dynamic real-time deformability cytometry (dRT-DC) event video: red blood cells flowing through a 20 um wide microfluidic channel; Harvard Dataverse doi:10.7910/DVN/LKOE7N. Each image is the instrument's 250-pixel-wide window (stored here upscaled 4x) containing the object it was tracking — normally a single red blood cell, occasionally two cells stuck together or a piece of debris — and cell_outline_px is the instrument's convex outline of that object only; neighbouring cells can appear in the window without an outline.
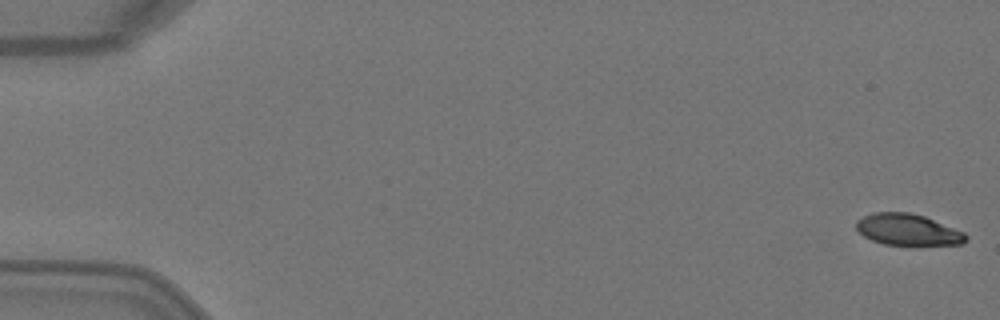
{"species": "Egyptian fruit bat (a non-hibernating species)", "species_latin": "Rousettus aegyptiacus", "temperature_condition": "warm", "stored_images_in_passage": 4, "camera_frame_rate_fps": 3000, "um_per_image_px": 0.085, "animal": {"sex": "female"}, "frame": {"image": 1, "passage_image": 1, "time_ms": 0.0, "image_size_px": [1000, 320], "cell_outline_px": [[968, 240], [964, 244], [884, 244], [872, 240], [864, 236], [856, 228], [856, 220], [872, 212], [912, 212], [924, 216], [964, 232], [968, 236]], "centroid_in_image_um": [77.16, 19.5], "position_along_channel_um": 7.8, "area_um2": 19.88}}
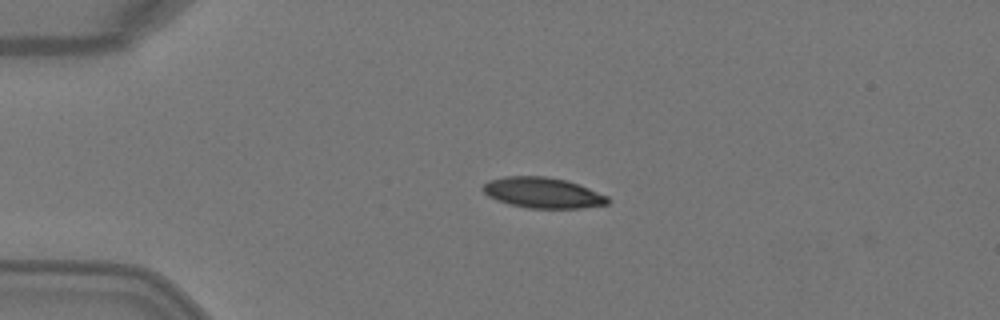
{"frame": {"image": 2, "passage_image": 3, "time_ms": 0.667, "image_size_px": [1000, 320], "cell_outline_px": [[608, 204], [580, 208], [528, 208], [508, 204], [496, 200], [488, 196], [480, 188], [488, 180], [504, 176], [544, 176], [568, 180], [608, 196]], "centroid_in_image_um": [46.09, 16.38], "position_along_channel_um": 38.9, "area_um2": 22.37}}